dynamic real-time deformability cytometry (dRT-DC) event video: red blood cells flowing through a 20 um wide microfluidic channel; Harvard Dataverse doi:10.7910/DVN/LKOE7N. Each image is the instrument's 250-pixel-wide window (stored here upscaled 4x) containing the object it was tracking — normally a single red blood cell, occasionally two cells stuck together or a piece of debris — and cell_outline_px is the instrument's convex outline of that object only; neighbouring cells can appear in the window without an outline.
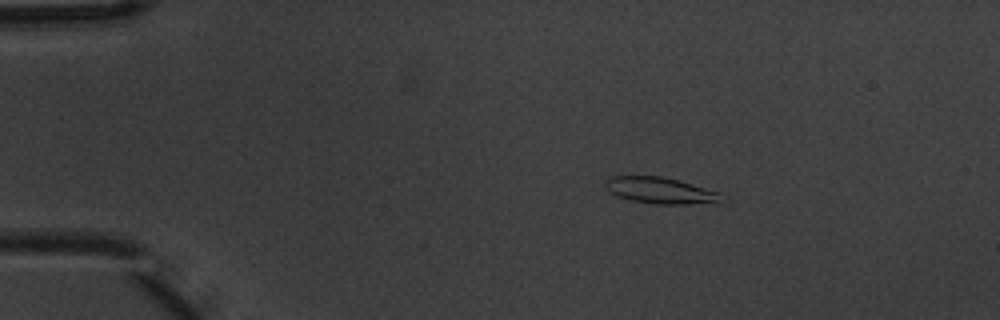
{"species": "common noctule bat (a hibernating species)", "species_latin": "Nyctalus noctula", "temperature_condition": "warm", "stored_images_in_passage": 4, "camera_frame_rate_fps": 3000, "um_per_image_px": 0.085, "animal": {"sex": "male", "body_mass_g": 20.1, "forearm_length_mm": 53.5}, "frame": {"image": 1, "passage_image": 2, "time_ms": 0.333, "image_size_px": [1000, 320], "cell_outline_px": [[728, 200], [724, 204], [656, 204], [632, 200], [616, 196], [608, 192], [604, 184], [608, 176], [660, 176], [680, 180], [720, 192]], "centroid_in_image_um": [56.25, 16.21], "position_along_channel_um": 28.7, "area_um2": 18.5}}